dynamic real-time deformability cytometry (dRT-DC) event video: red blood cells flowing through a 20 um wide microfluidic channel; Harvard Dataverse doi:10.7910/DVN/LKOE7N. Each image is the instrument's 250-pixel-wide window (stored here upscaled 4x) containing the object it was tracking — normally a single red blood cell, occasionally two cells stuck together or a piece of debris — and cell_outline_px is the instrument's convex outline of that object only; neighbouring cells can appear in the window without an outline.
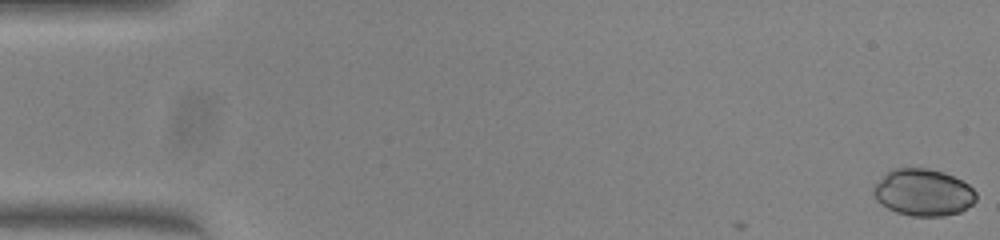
{"species": "common noctule bat (a hibernating species)", "species_latin": "Nyctalus noctula", "temperature_condition": "warm", "stored_images_in_passage": 11, "camera_frame_rate_fps": 3000, "um_per_image_px": 0.085, "animal": {"sex": "female", "body_mass_g": 23.0, "forearm_length_mm": 53.4}, "frame": {"image": 1, "passage_image": 1, "time_ms": 0.0, "image_size_px": [1000, 240], "cell_outline_px": [[976, 200], [972, 204], [960, 212], [944, 216], [912, 216], [896, 212], [880, 204], [876, 200], [872, 192], [872, 188], [892, 168], [928, 168], [944, 172], [968, 184], [976, 192]], "centroid_in_image_um": [78.47, 16.36], "position_along_channel_um": 6.5, "area_um2": 28.03}}